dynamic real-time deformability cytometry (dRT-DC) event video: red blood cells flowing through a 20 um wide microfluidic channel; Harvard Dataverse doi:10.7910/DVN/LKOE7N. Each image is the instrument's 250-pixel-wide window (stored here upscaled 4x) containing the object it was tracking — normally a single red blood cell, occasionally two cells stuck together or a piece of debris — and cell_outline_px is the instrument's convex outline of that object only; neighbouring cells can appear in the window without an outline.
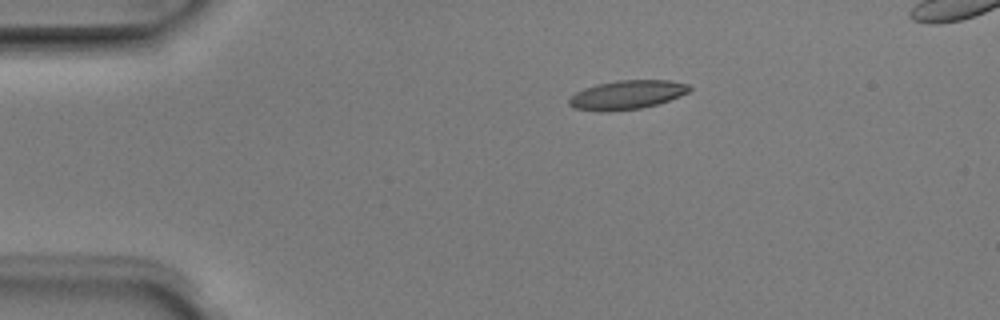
{"species": "Egyptian fruit bat (a non-hibernating species)", "species_latin": "Rousettus aegyptiacus", "temperature_condition": "room temperature", "stored_images_in_passage": 6, "camera_frame_rate_fps": 3000, "um_per_image_px": 0.085, "animal": {"sex": "male"}, "frame": {"image": 1, "passage_image": 3, "time_ms": 0.667, "image_size_px": [1000, 320], "cell_outline_px": [[692, 88], [688, 92], [668, 100], [656, 104], [640, 108], [608, 112], [604, 112], [572, 108], [568, 104], [568, 100], [576, 92], [584, 88], [596, 84], [616, 80], [668, 80], [688, 84]], "centroid_in_image_um": [53.24, 8.06], "position_along_channel_um": 31.8, "area_um2": 20.29}}
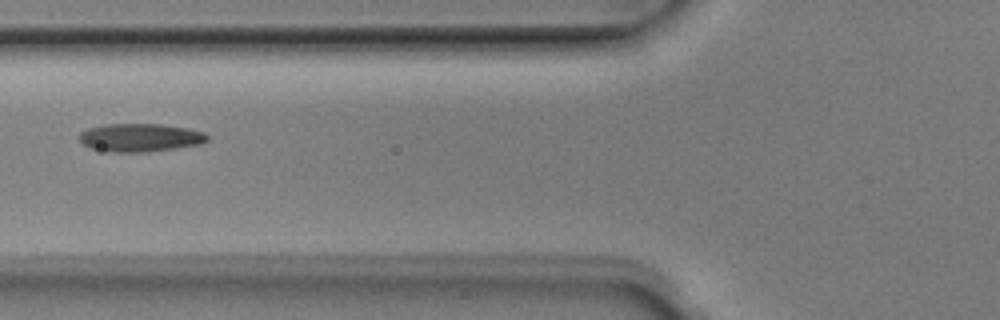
{"frame": {"image": 2, "passage_image": 6, "time_ms": 1.667, "image_size_px": [1000, 320], "cell_outline_px": [[208, 140], [200, 144], [176, 148], [148, 152], [112, 152], [92, 148], [84, 144], [80, 140], [80, 132], [88, 128], [104, 124], [160, 124], [188, 128], [204, 132], [208, 136]], "centroid_in_image_um": [11.93, 11.69], "position_along_channel_um": 113.9, "area_um2": 20.98}}